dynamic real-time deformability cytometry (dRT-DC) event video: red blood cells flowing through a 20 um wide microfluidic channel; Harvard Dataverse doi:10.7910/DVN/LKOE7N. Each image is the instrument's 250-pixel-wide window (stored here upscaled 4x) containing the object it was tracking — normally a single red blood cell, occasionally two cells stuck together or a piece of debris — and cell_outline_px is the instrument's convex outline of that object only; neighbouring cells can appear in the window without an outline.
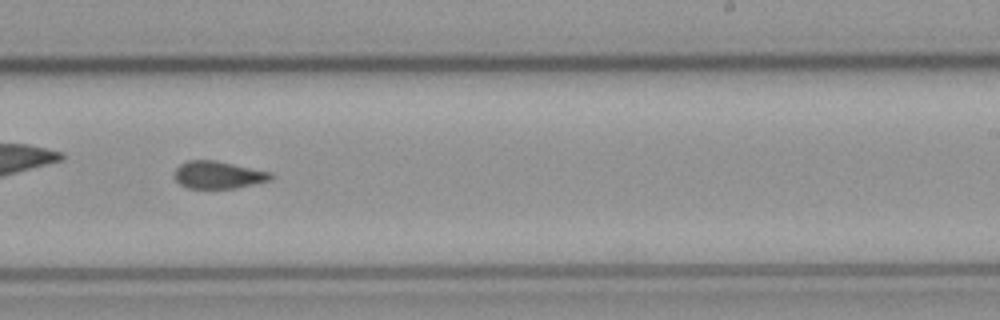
{"species": "common noctule bat (a hibernating species)", "species_latin": "Nyctalus noctula", "temperature_condition": "cold", "stored_images_in_passage": 51, "camera_frame_rate_fps": 3000, "um_per_image_px": 0.085, "animal": {"sex": "male", "body_mass_g": 23.1, "forearm_length_mm": 52.7}, "frame": {"image": 1, "passage_image": 30, "time_ms": 9.667, "image_size_px": [1000, 320], "cell_outline_px": [[276, 176], [272, 180], [236, 188], [188, 188], [180, 184], [176, 180], [176, 168], [180, 164], [188, 160], [216, 160], [272, 172]], "centroid_in_image_um": [18.62, 14.86], "position_along_channel_um": 270.4, "area_um2": 15.49}}
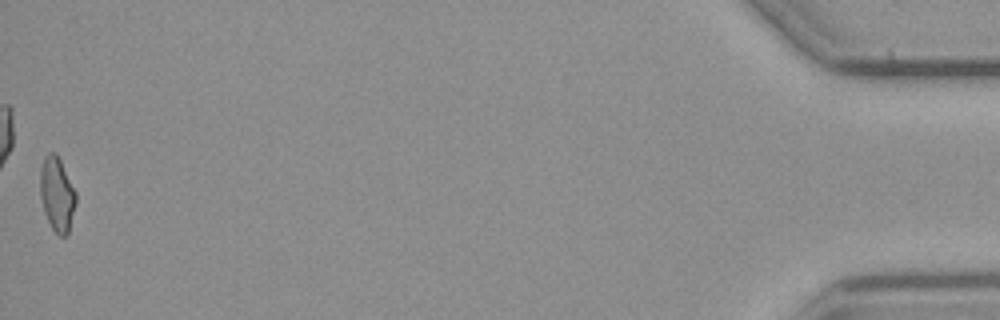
{"frame": {"image": 2, "passage_image": 51, "time_ms": 16.667, "image_size_px": [1000, 320], "cell_outline_px": [[76, 204], [68, 232], [64, 236], [60, 236], [52, 228], [44, 212], [40, 196], [40, 172], [44, 156], [48, 152], [56, 152], [76, 192]], "centroid_in_image_um": [4.84, 16.48], "position_along_channel_um": 430.4, "area_um2": 15.37}, "authors_computed_cell_mechanics": {"area_um2": 15.8372, "velocity_mm_per_s": 3.7674, "shape_relaxation_time_tau1_ms": null, "shape_relaxation_time_tau2_ms": 1.9902, "deformation_change_tau1": null, "deformation_change_tau2": 0.0685}}